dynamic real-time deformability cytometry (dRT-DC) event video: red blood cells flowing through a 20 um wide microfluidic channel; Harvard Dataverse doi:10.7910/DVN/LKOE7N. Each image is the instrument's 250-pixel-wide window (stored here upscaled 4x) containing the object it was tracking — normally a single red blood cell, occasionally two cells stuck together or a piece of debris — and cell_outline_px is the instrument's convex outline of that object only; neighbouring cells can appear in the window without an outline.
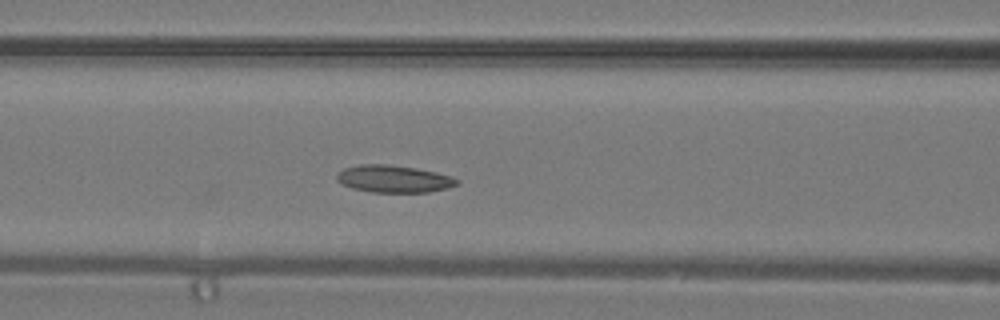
{"species": "common noctule bat (a hibernating species)", "species_latin": "Nyctalus noctula", "temperature_condition": "warm", "stored_images_in_passage": 29, "camera_frame_rate_fps": 3000, "um_per_image_px": 0.085, "animal": {"sex": "male", "body_mass_g": 19.2, "forearm_length_mm": 51.8}, "frame": {"image": 1, "passage_image": 12, "time_ms": 3.667, "image_size_px": [1000, 320], "cell_outline_px": [[460, 180], [456, 184], [448, 188], [428, 192], [372, 192], [352, 188], [340, 184], [336, 180], [336, 176], [344, 168], [360, 164], [388, 164], [416, 168], [436, 172], [452, 176]], "centroid_in_image_um": [33.46, 15.2], "position_along_channel_um": 133.1, "area_um2": 19.13}}
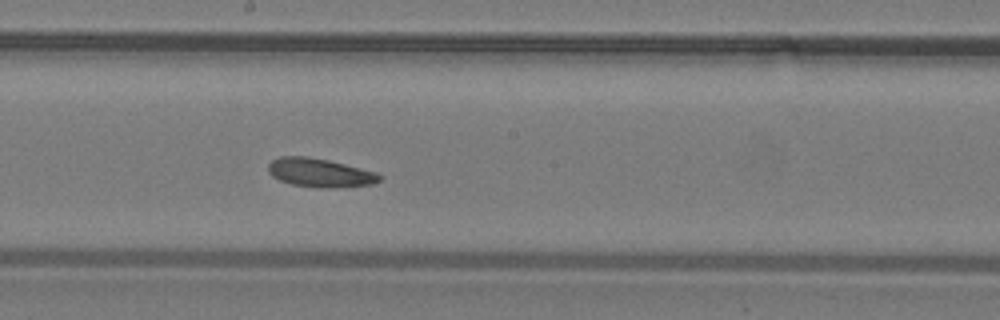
{"frame": {"image": 2, "passage_image": 17, "time_ms": 5.333, "image_size_px": [1000, 320], "cell_outline_px": [[384, 176], [376, 184], [336, 188], [320, 188], [292, 184], [280, 180], [272, 176], [268, 172], [268, 164], [272, 160], [280, 156], [308, 156], [328, 160], [376, 172]], "centroid_in_image_um": [27.21, 14.69], "position_along_channel_um": 221.0, "area_um2": 18.79}}
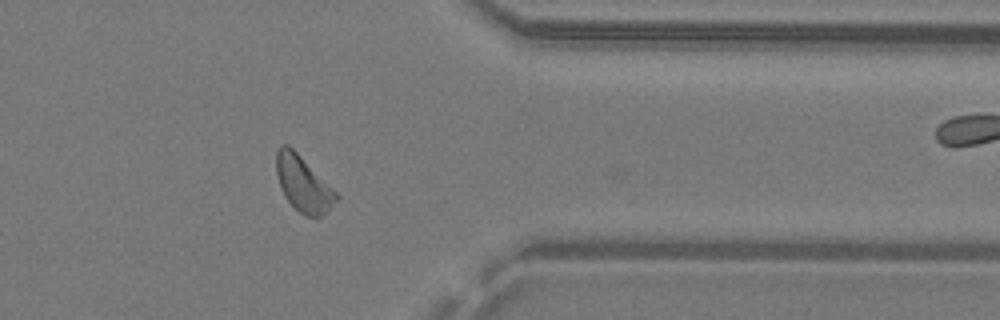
{"frame": {"image": 3, "passage_image": 27, "time_ms": 8.667, "image_size_px": [1000, 320], "cell_outline_px": [[340, 196], [320, 216], [304, 216], [284, 196], [280, 188], [276, 176], [276, 152], [280, 144], [288, 144]], "centroid_in_image_um": [25.71, 15.6], "position_along_channel_um": 385.7, "area_um2": 18.84}}